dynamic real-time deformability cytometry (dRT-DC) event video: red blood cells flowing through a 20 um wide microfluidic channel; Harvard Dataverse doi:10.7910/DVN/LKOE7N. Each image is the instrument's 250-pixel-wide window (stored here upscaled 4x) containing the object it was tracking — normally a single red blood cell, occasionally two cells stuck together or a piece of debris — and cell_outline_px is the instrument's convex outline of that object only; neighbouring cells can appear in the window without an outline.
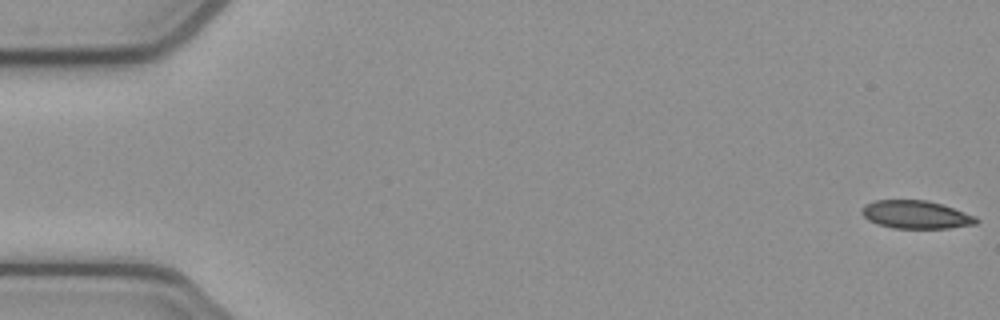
{"species": "common noctule bat (a hibernating species)", "species_latin": "Nyctalus noctula", "temperature_condition": "cold", "stored_images_in_passage": 53, "camera_frame_rate_fps": 3000, "um_per_image_px": 0.085, "animal": {"sex": "female", "body_mass_g": 21.9}, "frame": {"image": 1, "passage_image": 1, "time_ms": 0.0, "image_size_px": [1000, 320], "cell_outline_px": [[980, 220], [976, 224], [948, 228], [892, 228], [868, 220], [860, 212], [860, 208], [864, 204], [876, 200], [928, 200], [944, 204], [976, 216]], "centroid_in_image_um": [77.86, 18.23], "position_along_channel_um": 7.1, "area_um2": 18.9}}
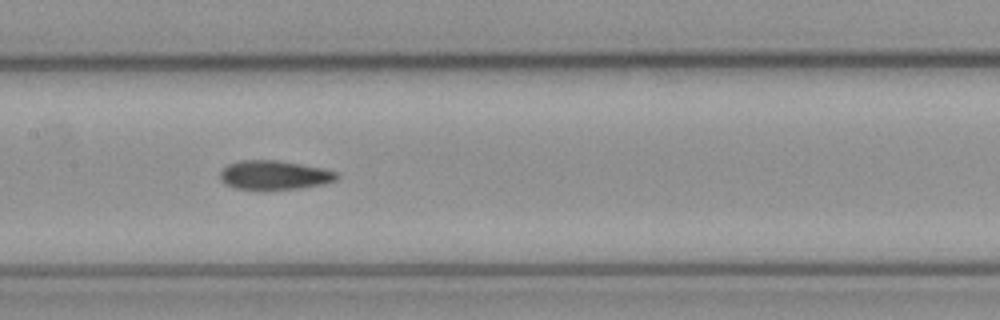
{"frame": {"image": 2, "passage_image": 26, "time_ms": 8.333, "image_size_px": [1000, 320], "cell_outline_px": [[340, 176], [336, 180], [324, 184], [300, 188], [264, 192], [236, 188], [224, 184], [220, 180], [220, 172], [228, 164], [240, 160], [276, 160], [300, 164], [320, 168], [336, 172]], "centroid_in_image_um": [23.28, 14.92], "position_along_channel_um": 184.1, "area_um2": 20.29}}
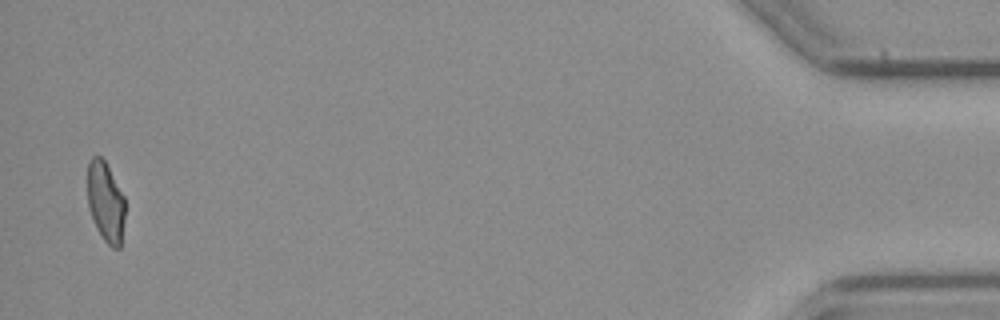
{"frame": {"image": 3, "passage_image": 52, "time_ms": 17.0, "image_size_px": [1000, 320], "cell_outline_px": [[124, 220], [120, 248], [112, 248], [104, 240], [96, 228], [88, 208], [88, 160], [92, 156], [100, 156], [104, 160], [124, 196]], "centroid_in_image_um": [8.96, 17.17], "position_along_channel_um": 426.2, "area_um2": 17.46}, "authors_computed_cell_mechanics": {"area_um2": 19.7676, "velocity_mm_per_s": 3.8761, "shape_relaxation_time_tau1_ms": 8.7971, "shape_relaxation_time_tau2_ms": 2.6592, "deformation_change_tau1": 0.2107, "deformation_change_tau2": 0.086}}